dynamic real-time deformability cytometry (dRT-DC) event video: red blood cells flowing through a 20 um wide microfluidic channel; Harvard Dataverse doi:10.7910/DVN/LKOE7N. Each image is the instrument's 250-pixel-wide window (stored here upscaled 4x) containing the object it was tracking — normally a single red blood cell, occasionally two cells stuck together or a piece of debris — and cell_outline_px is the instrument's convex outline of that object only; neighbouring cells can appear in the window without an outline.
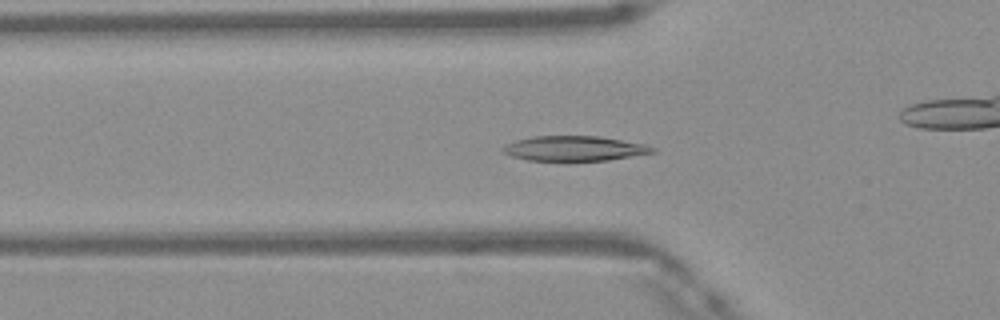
{"species": "Egyptian fruit bat (a non-hibernating species)", "species_latin": "Rousettus aegyptiacus", "temperature_condition": "warm", "stored_images_in_passage": 45, "camera_frame_rate_fps": 3000, "um_per_image_px": 0.085, "frame": {"image": 1, "passage_image": 12, "time_ms": 3.667, "image_size_px": [1000, 320], "cell_outline_px": [[656, 152], [608, 160], [568, 164], [528, 160], [512, 156], [504, 152], [500, 148], [504, 144], [516, 140], [532, 136], [600, 136], [644, 144], [656, 148]], "centroid_in_image_um": [48.78, 12.66], "position_along_channel_um": 77.0, "area_um2": 22.77}}
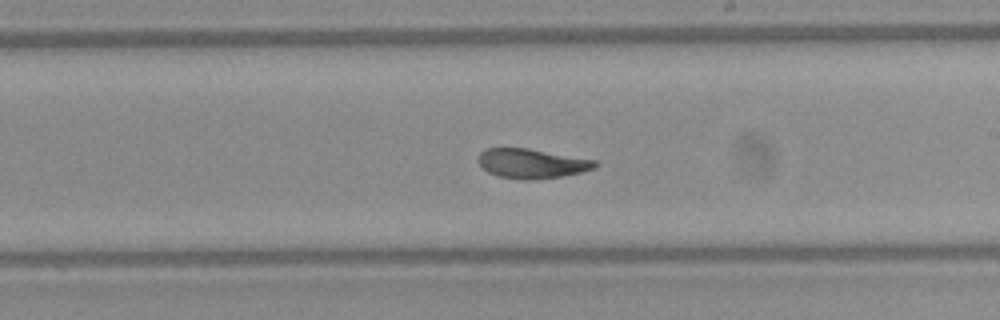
{"frame": {"image": 2, "passage_image": 24, "time_ms": 7.667, "image_size_px": [1000, 320], "cell_outline_px": [[600, 164], [596, 168], [580, 172], [560, 176], [532, 180], [524, 180], [500, 176], [488, 172], [476, 160], [480, 152], [484, 148], [528, 148], [596, 160]], "centroid_in_image_um": [45.2, 13.88], "position_along_channel_um": 243.8, "area_um2": 20.11}}
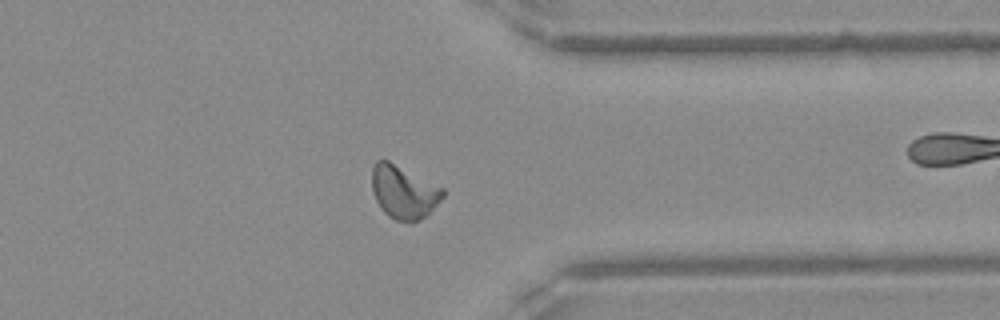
{"frame": {"image": 3, "passage_image": 34, "time_ms": 11.0, "image_size_px": [1000, 320], "cell_outline_px": [[444, 196], [424, 216], [416, 220], [396, 220], [388, 216], [384, 212], [376, 200], [372, 188], [372, 168], [376, 160], [388, 160], [444, 188]], "centroid_in_image_um": [34.29, 16.28], "position_along_channel_um": 377.1, "area_um2": 21.44}, "authors_computed_cell_mechanics": {"area_um2": 21.2126, "velocity_mm_per_s": 4.1515, "shape_relaxation_time_tau1_ms": 5.2577, "shape_relaxation_time_tau2_ms": 1.9411, "deformation_change_tau1": 0.1668, "deformation_change_tau2": 0.0762}}